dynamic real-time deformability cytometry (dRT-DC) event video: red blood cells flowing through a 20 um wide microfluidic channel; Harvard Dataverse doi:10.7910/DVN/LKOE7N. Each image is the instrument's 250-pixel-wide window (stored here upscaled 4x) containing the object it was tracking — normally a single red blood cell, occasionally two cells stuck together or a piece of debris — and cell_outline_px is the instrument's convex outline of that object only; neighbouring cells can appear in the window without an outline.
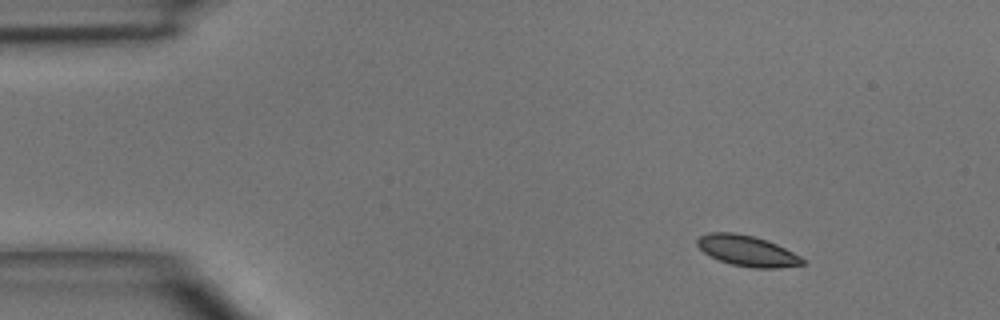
{"species": "common noctule bat (a hibernating species)", "species_latin": "Nyctalus noctula", "temperature_condition": "room temperature", "stored_images_in_passage": 4, "camera_frame_rate_fps": 3000, "um_per_image_px": 0.085, "animal": {"sex": "male", "body_mass_g": 15.6}, "frame": {"image": 1, "passage_image": 1, "time_ms": 0.0, "image_size_px": [1000, 320], "cell_outline_px": [[804, 264], [776, 268], [752, 268], [732, 264], [720, 260], [704, 252], [696, 244], [696, 240], [700, 236], [708, 232], [736, 232], [752, 236], [776, 244], [800, 256], [804, 260]], "centroid_in_image_um": [63.48, 21.31], "position_along_channel_um": 21.5, "area_um2": 18.55}}